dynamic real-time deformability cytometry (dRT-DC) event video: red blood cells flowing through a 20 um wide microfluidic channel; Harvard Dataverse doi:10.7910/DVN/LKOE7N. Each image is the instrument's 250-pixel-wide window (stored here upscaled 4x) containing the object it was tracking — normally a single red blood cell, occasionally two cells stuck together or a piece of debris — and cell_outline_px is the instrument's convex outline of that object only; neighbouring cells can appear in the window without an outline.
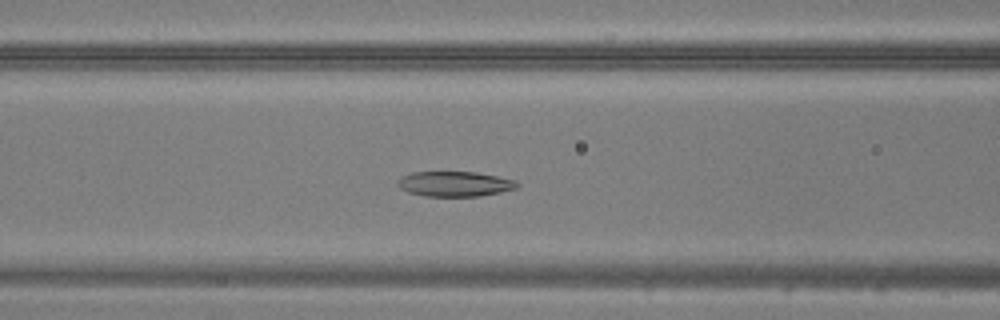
{"species": "common noctule bat (a hibernating species)", "species_latin": "Nyctalus noctula", "temperature_condition": "warm", "stored_images_in_passage": 42, "camera_frame_rate_fps": 3000, "um_per_image_px": 0.085, "animal": {"sex": "male", "body_mass_g": 20.5, "forearm_length_mm": 52.5}, "frame": {"image": 1, "passage_image": 14, "time_ms": 4.333, "image_size_px": [1000, 320], "cell_outline_px": [[520, 184], [516, 188], [500, 192], [480, 196], [424, 196], [408, 192], [400, 188], [396, 184], [396, 180], [412, 172], [476, 172], [516, 180]], "centroid_in_image_um": [38.64, 15.63], "position_along_channel_um": 128.0, "area_um2": 17.46}}
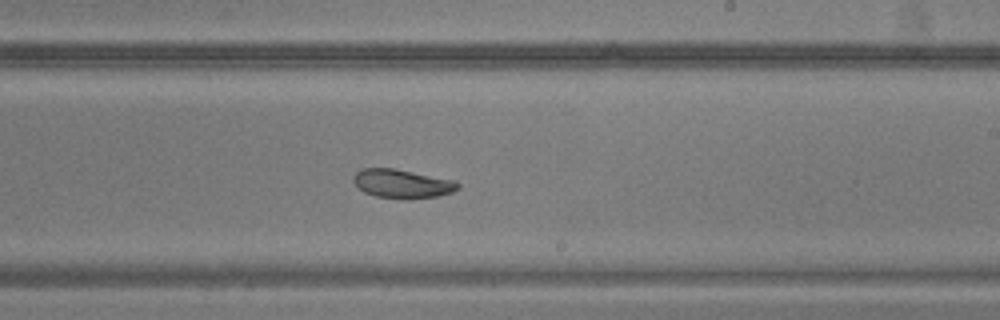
{"frame": {"image": 2, "passage_image": 23, "time_ms": 7.333, "image_size_px": [1000, 320], "cell_outline_px": [[460, 188], [452, 192], [436, 196], [376, 196], [364, 192], [352, 180], [352, 176], [356, 172], [364, 168], [396, 168], [456, 180], [460, 184]], "centroid_in_image_um": [34.2, 15.55], "position_along_channel_um": 254.8, "area_um2": 16.94}}
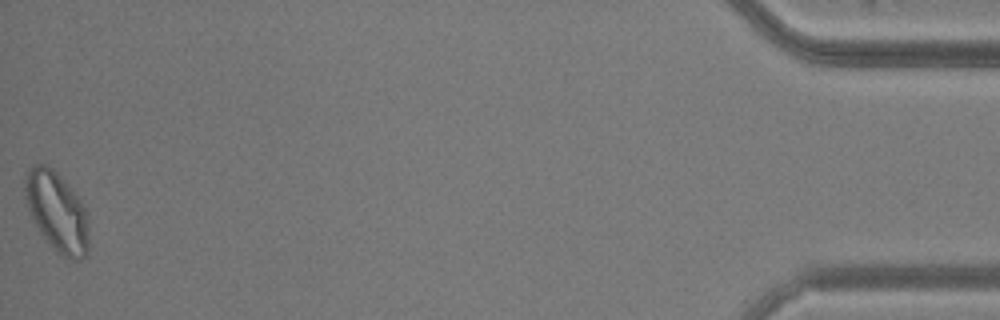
{"frame": {"image": 3, "passage_image": 42, "time_ms": 13.667, "image_size_px": [1000, 320], "cell_outline_px": [[88, 252], [80, 260], [68, 260], [56, 252], [40, 232], [32, 220], [24, 196], [24, 176], [32, 164], [44, 164], [52, 168], [56, 172], [80, 200], [88, 212]], "centroid_in_image_um": [4.83, 18.02], "position_along_channel_um": 430.4, "area_um2": 29.88}}